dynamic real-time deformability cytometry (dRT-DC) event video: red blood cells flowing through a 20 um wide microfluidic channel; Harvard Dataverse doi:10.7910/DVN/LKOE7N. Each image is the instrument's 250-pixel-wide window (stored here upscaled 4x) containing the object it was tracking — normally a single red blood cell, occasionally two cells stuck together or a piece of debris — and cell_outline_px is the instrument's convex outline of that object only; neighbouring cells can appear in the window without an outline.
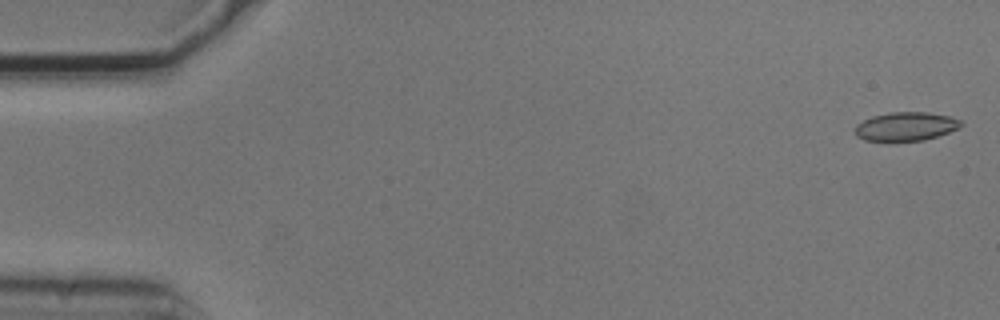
{"species": "common noctule bat (a hibernating species)", "species_latin": "Nyctalus noctula", "temperature_condition": "cold", "stored_images_in_passage": 15, "camera_frame_rate_fps": 3000, "um_per_image_px": 0.085, "animal": {"sex": "male", "body_mass_g": 20.5, "forearm_length_mm": 52.5}, "frame": {"image": 1, "passage_image": 1, "time_ms": 0.0, "image_size_px": [1000, 320], "cell_outline_px": [[964, 124], [948, 132], [924, 140], [864, 140], [856, 136], [856, 124], [872, 116], [892, 112], [928, 112], [948, 116], [960, 120]], "centroid_in_image_um": [76.99, 10.73], "position_along_channel_um": 8.0, "area_um2": 17.34}}
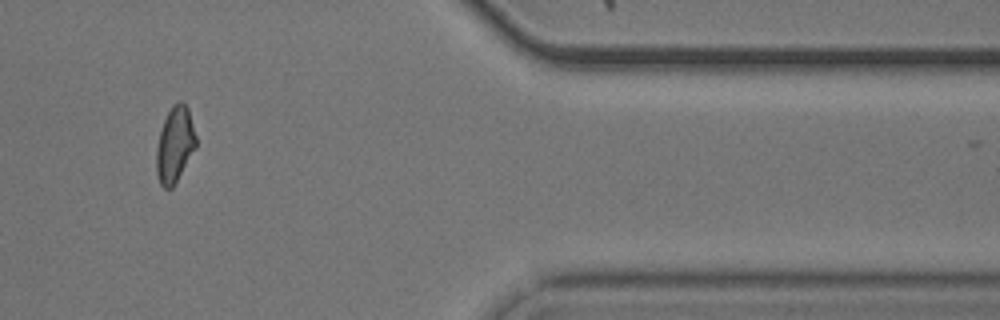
{"frame": {"image": 2, "passage_image": 13, "time_ms": 4.0, "image_size_px": [1000, 320], "cell_outline_px": [[196, 148], [172, 188], [164, 188], [160, 184], [156, 172], [156, 148], [160, 132], [164, 120], [172, 104], [176, 100], [180, 100], [188, 108], [196, 136]], "centroid_in_image_um": [14.86, 12.28], "position_along_channel_um": 396.5, "area_um2": 17.46}}